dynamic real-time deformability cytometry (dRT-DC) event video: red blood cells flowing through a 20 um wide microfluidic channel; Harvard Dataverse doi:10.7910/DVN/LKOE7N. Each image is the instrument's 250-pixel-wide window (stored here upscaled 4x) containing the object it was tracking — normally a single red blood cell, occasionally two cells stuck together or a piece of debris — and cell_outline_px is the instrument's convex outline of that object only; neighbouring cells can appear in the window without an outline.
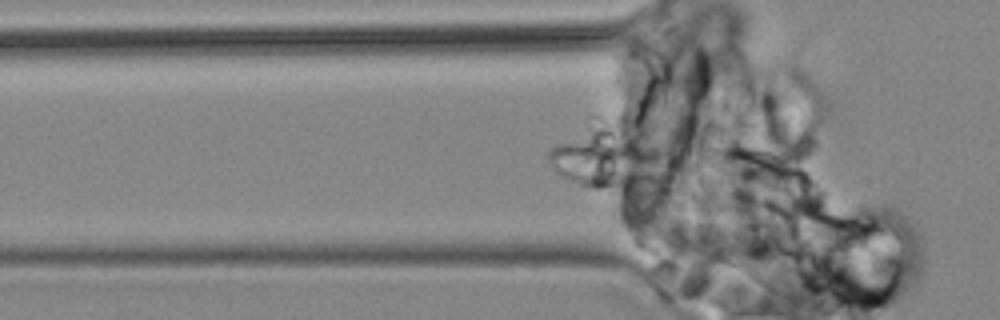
{"species": "common noctule bat (a hibernating species)", "species_latin": "Nyctalus noctula", "temperature_condition": "cold", "stored_images_in_passage": 4, "camera_frame_rate_fps": 3000, "um_per_image_px": 0.085, "animal": {"sex": "male", "body_mass_g": 19.2, "forearm_length_mm": 51.8}, "frame": {"image": 1, "passage_image": 3, "time_ms": 2.333, "image_size_px": [1000, 320], "cell_outline_px": [[672, 180], [652, 184], [620, 188], [592, 188], [576, 184], [560, 176], [552, 168], [548, 160], [548, 156], [552, 148], [556, 144], [576, 140], [580, 140], [628, 144], [652, 152], [660, 156], [672, 176]], "centroid_in_image_um": [51.62, 14.0], "position_along_channel_um": 74.2, "area_um2": 32.95}}